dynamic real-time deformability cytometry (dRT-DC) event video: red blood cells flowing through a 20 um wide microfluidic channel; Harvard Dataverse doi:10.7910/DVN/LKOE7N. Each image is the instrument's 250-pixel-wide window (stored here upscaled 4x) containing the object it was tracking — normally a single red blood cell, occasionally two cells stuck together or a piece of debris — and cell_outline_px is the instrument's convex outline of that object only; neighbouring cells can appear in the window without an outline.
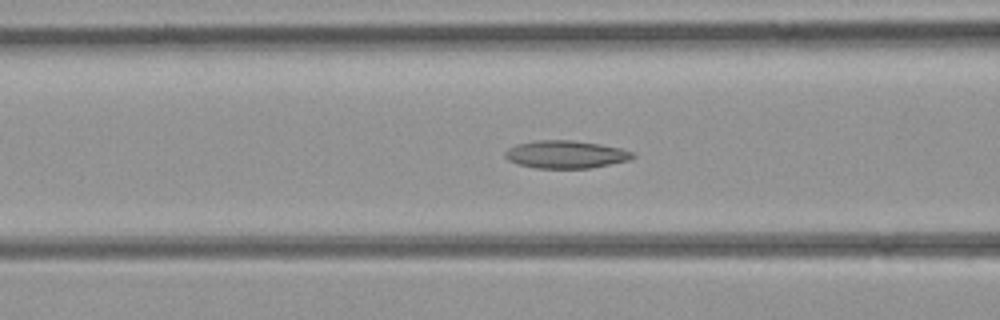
{"species": "common noctule bat (a hibernating species)", "species_latin": "Nyctalus noctula", "temperature_condition": "room temperature", "stored_images_in_passage": 35, "camera_frame_rate_fps": 3000, "um_per_image_px": 0.085, "animal": {"sex": "female", "body_mass_g": 21.9}, "frame": {"image": 1, "passage_image": 11, "time_ms": 3.333, "image_size_px": [1000, 320], "cell_outline_px": [[636, 156], [628, 160], [592, 168], [536, 168], [516, 164], [508, 160], [504, 156], [504, 152], [508, 148], [516, 144], [532, 140], [572, 140], [600, 144], [620, 148], [632, 152]], "centroid_in_image_um": [48.04, 13.12], "position_along_channel_um": 118.6, "area_um2": 20.75}}
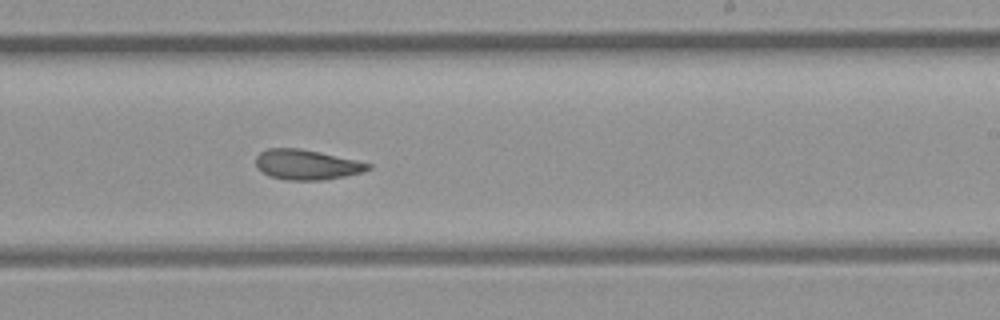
{"frame": {"image": 2, "passage_image": 20, "time_ms": 6.333, "image_size_px": [1000, 320], "cell_outline_px": [[372, 168], [360, 172], [344, 176], [324, 180], [284, 180], [268, 176], [256, 168], [256, 156], [260, 152], [268, 148], [300, 148], [356, 160], [372, 164]], "centroid_in_image_um": [26.02, 14.0], "position_along_channel_um": 263.0, "area_um2": 19.71}}
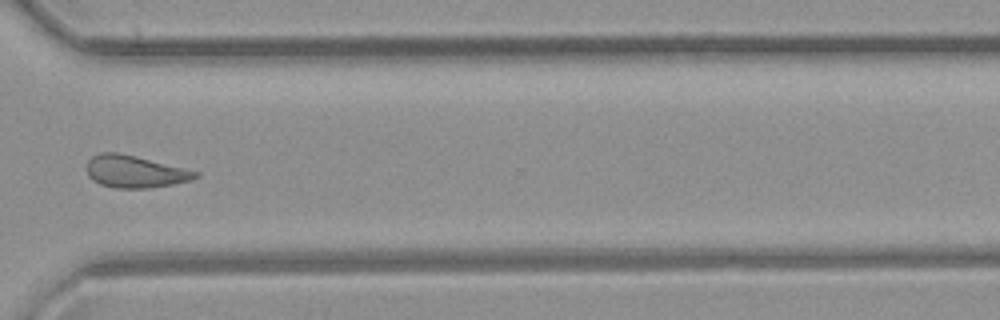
{"frame": {"image": 3, "passage_image": 26, "time_ms": 8.333, "image_size_px": [1000, 320], "cell_outline_px": [[200, 176], [192, 180], [172, 184], [148, 188], [116, 188], [100, 184], [92, 180], [88, 176], [88, 160], [92, 156], [100, 152], [116, 152], [136, 156], [200, 172]], "centroid_in_image_um": [11.48, 14.58], "position_along_channel_um": 359.1, "area_um2": 20.35}}